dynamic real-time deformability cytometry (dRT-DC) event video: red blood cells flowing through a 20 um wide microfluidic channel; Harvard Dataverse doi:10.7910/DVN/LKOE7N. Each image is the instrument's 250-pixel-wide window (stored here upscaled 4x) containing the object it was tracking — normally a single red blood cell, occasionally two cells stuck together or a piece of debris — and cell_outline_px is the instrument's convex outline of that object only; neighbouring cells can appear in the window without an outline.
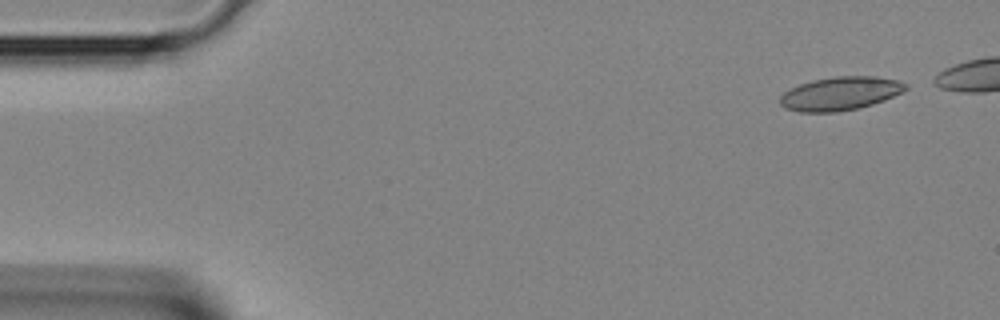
{"species": "Egyptian fruit bat (a non-hibernating species)", "species_latin": "Rousettus aegyptiacus", "temperature_condition": "room temperature", "stored_images_in_passage": 31, "camera_frame_rate_fps": 3000, "um_per_image_px": 0.085, "animal": {"sex": "female"}, "frame": {"image": 1, "passage_image": 1, "time_ms": 0.0, "image_size_px": [1000, 320], "cell_outline_px": [[908, 88], [884, 100], [872, 104], [856, 108], [836, 112], [800, 112], [784, 108], [780, 104], [780, 96], [784, 92], [800, 84], [812, 80], [836, 76], [876, 76], [896, 80], [908, 84]], "centroid_in_image_um": [71.4, 7.95], "position_along_channel_um": 13.6, "area_um2": 24.33}}
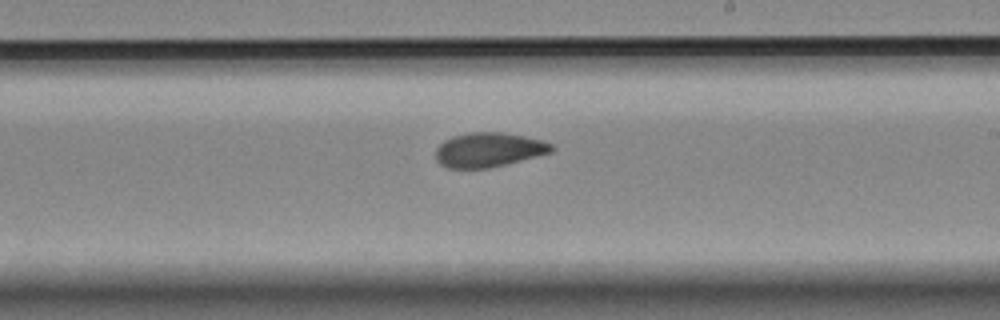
{"frame": {"image": 2, "passage_image": 21, "time_ms": 6.667, "image_size_px": [1000, 320], "cell_outline_px": [[556, 148], [552, 152], [488, 168], [448, 168], [440, 164], [436, 160], [436, 148], [444, 140], [452, 136], [468, 132], [500, 132], [524, 136], [540, 140], [552, 144]], "centroid_in_image_um": [41.51, 12.72], "position_along_channel_um": 247.5, "area_um2": 23.12}}
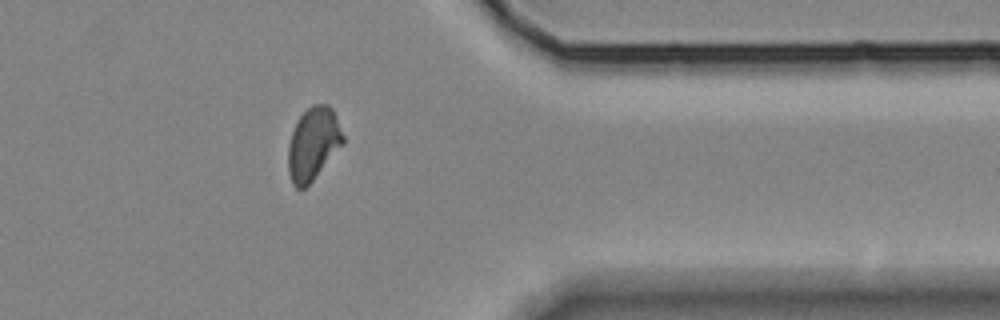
{"frame": {"image": 3, "passage_image": 30, "time_ms": 9.667, "image_size_px": [1000, 320], "cell_outline_px": [[344, 144], [312, 180], [304, 188], [296, 188], [292, 184], [288, 172], [288, 144], [292, 132], [300, 116], [312, 104], [328, 104], [332, 108], [336, 116], [344, 136]], "centroid_in_image_um": [26.62, 12.21], "position_along_channel_um": 384.8, "area_um2": 23.18}}